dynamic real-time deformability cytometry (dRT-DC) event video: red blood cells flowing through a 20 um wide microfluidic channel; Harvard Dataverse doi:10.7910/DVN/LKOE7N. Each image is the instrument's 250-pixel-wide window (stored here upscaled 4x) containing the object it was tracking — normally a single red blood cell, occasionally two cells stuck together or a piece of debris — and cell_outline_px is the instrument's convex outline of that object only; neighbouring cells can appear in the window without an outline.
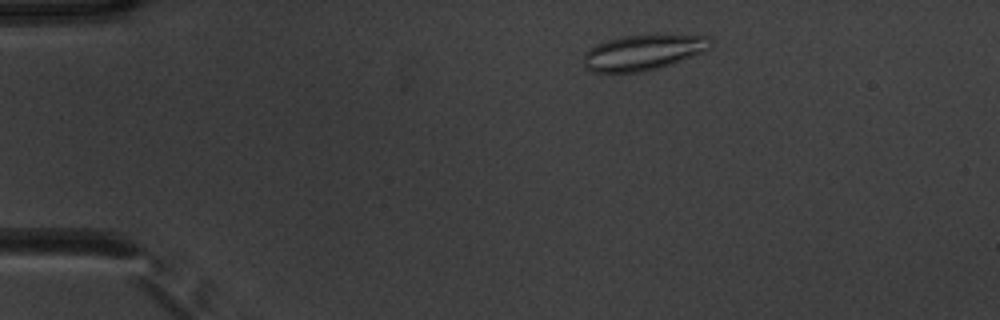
{"species": "common noctule bat (a hibernating species)", "species_latin": "Nyctalus noctula", "temperature_condition": "warm", "stored_images_in_passage": 49, "camera_frame_rate_fps": 3000, "um_per_image_px": 0.085, "animal": {"sex": "male", "body_mass_g": 20.1, "forearm_length_mm": 53.5}, "frame": {"image": 1, "passage_image": 6, "time_ms": 1.667, "image_size_px": [1000, 320], "cell_outline_px": [[712, 48], [704, 52], [672, 64], [644, 72], [592, 72], [584, 68], [584, 52], [588, 48], [596, 44], [620, 36], [656, 32], [668, 32], [708, 36], [712, 40]], "centroid_in_image_um": [54.74, 4.4], "position_along_channel_um": 30.3, "area_um2": 27.57}}
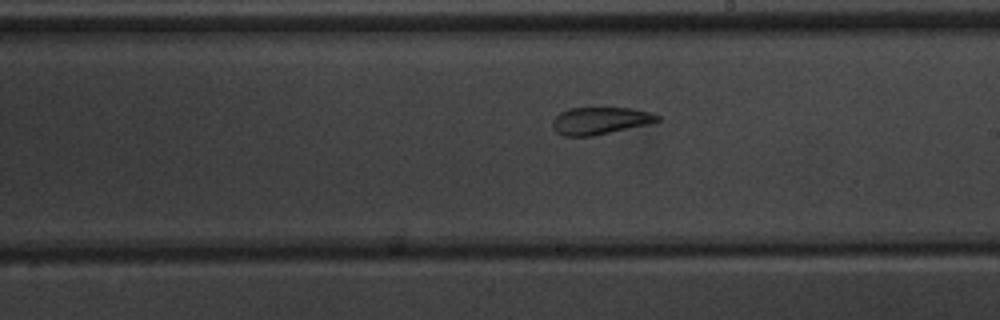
{"frame": {"image": 2, "passage_image": 27, "time_ms": 8.667, "image_size_px": [1000, 320], "cell_outline_px": [[660, 120], [648, 124], [592, 136], [564, 136], [556, 132], [552, 128], [552, 120], [560, 112], [572, 108], [632, 108], [652, 112], [660, 116]], "centroid_in_image_um": [51.01, 10.26], "position_along_channel_um": 238.0, "area_um2": 16.65}}
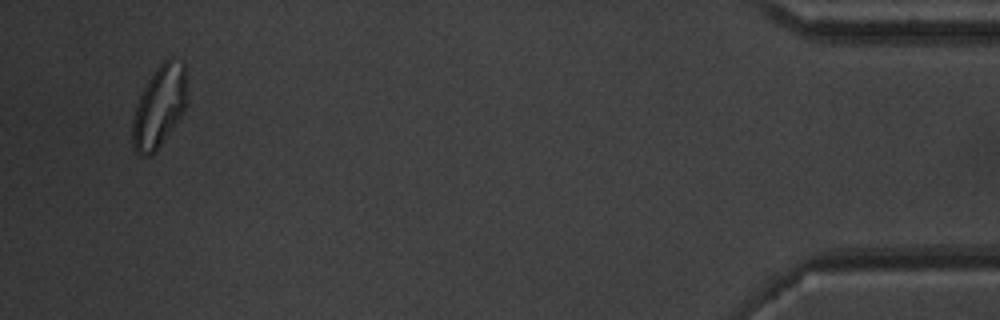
{"frame": {"image": 3, "passage_image": 47, "time_ms": 15.333, "image_size_px": [1000, 320], "cell_outline_px": [[188, 104], [184, 112], [156, 152], [148, 156], [140, 156], [132, 148], [132, 120], [140, 96], [148, 80], [156, 68], [164, 60], [172, 56], [184, 64], [188, 88]], "centroid_in_image_um": [13.58, 9.07], "position_along_channel_um": 421.6, "area_um2": 26.47}, "authors_computed_cell_mechanics": {"area_um2": 21.3282, "velocity_mm_per_s": 3.8429, "shape_relaxation_time_tau1_ms": null, "shape_relaxation_time_tau2_ms": 1.7843, "deformation_change_tau1": null, "deformation_change_tau2": 0.0792}}